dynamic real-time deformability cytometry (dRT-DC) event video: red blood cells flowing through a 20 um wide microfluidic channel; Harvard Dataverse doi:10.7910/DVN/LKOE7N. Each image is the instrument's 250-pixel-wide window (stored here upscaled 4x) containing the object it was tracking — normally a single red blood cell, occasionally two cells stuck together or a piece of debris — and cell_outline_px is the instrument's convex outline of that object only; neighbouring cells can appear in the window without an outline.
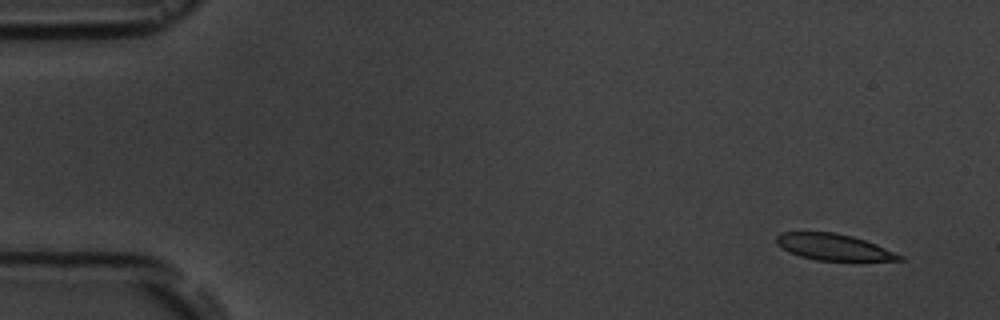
{"species": "common noctule bat (a hibernating species)", "species_latin": "Nyctalus noctula", "temperature_condition": "room temperature", "stored_images_in_passage": 5, "camera_frame_rate_fps": 3000, "um_per_image_px": 0.085, "animal": {"sex": "male", "body_mass_g": 19.5, "forearm_length_mm": 54.6}, "frame": {"image": 1, "passage_image": 1, "time_ms": 0.0, "image_size_px": [1000, 320], "cell_outline_px": [[904, 260], [816, 260], [800, 256], [788, 252], [776, 244], [776, 236], [780, 232], [836, 232], [852, 236], [876, 244], [904, 256]], "centroid_in_image_um": [70.82, 20.99], "position_along_channel_um": 14.2, "area_um2": 18.79}}
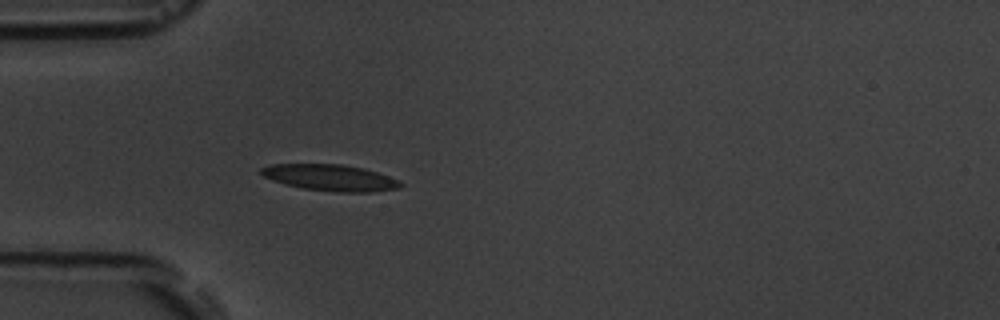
{"frame": {"image": 2, "passage_image": 5, "time_ms": 4.333, "image_size_px": [1000, 320], "cell_outline_px": [[404, 184], [400, 188], [372, 192], [340, 192], [300, 188], [284, 184], [272, 180], [264, 176], [260, 172], [260, 168], [272, 164], [340, 164], [364, 168], [400, 180]], "centroid_in_image_um": [28.09, 15.1], "position_along_channel_um": 56.9, "area_um2": 21.44}}